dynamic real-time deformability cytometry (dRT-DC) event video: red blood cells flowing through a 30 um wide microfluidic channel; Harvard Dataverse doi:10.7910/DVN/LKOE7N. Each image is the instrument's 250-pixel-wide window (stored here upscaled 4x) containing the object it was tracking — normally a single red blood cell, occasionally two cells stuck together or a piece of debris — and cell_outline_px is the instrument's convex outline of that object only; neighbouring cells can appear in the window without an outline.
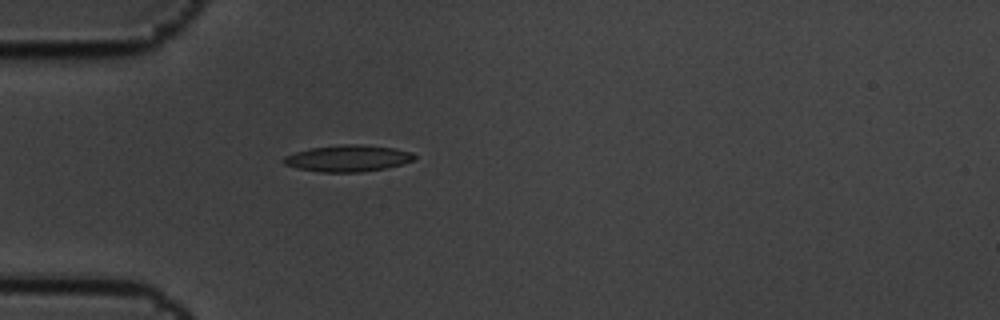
{"species": "common noctule bat (a hibernating species)", "species_latin": "Nyctalus noctula", "temperature_condition": "cold", "stored_images_in_passage": 1, "camera_frame_rate_fps": 3000, "um_per_image_px": 0.085, "animal": {"sex": "male", "body_mass_g": 19.5, "forearm_length_mm": 54.6}, "frame": {"image": 1, "passage_image": 1, "time_ms": 0.0, "image_size_px": [1000, 320], "cell_outline_px": [[416, 160], [384, 168], [360, 172], [320, 172], [296, 168], [284, 164], [284, 156], [296, 152], [312, 148], [344, 144], [364, 144], [396, 148], [412, 152], [416, 156]], "centroid_in_image_um": [29.61, 13.45], "position_along_channel_um": 55.4, "area_um2": 20.17}}